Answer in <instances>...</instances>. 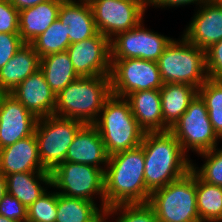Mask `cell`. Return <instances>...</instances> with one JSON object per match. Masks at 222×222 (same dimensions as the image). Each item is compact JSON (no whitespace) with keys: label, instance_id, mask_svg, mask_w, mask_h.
<instances>
[{"label":"cell","instance_id":"obj_21","mask_svg":"<svg viewBox=\"0 0 222 222\" xmlns=\"http://www.w3.org/2000/svg\"><path fill=\"white\" fill-rule=\"evenodd\" d=\"M39 69V55L31 44L25 43L0 69V93H11L22 81Z\"/></svg>","mask_w":222,"mask_h":222},{"label":"cell","instance_id":"obj_1","mask_svg":"<svg viewBox=\"0 0 222 222\" xmlns=\"http://www.w3.org/2000/svg\"><path fill=\"white\" fill-rule=\"evenodd\" d=\"M142 145L109 156L104 170V211L117 204L148 203Z\"/></svg>","mask_w":222,"mask_h":222},{"label":"cell","instance_id":"obj_13","mask_svg":"<svg viewBox=\"0 0 222 222\" xmlns=\"http://www.w3.org/2000/svg\"><path fill=\"white\" fill-rule=\"evenodd\" d=\"M66 51L80 77L110 76V39L101 33L70 44Z\"/></svg>","mask_w":222,"mask_h":222},{"label":"cell","instance_id":"obj_27","mask_svg":"<svg viewBox=\"0 0 222 222\" xmlns=\"http://www.w3.org/2000/svg\"><path fill=\"white\" fill-rule=\"evenodd\" d=\"M196 200L200 222H222V187L203 181L196 174Z\"/></svg>","mask_w":222,"mask_h":222},{"label":"cell","instance_id":"obj_41","mask_svg":"<svg viewBox=\"0 0 222 222\" xmlns=\"http://www.w3.org/2000/svg\"><path fill=\"white\" fill-rule=\"evenodd\" d=\"M0 222H16L0 214Z\"/></svg>","mask_w":222,"mask_h":222},{"label":"cell","instance_id":"obj_18","mask_svg":"<svg viewBox=\"0 0 222 222\" xmlns=\"http://www.w3.org/2000/svg\"><path fill=\"white\" fill-rule=\"evenodd\" d=\"M62 0L58 19L69 36L70 44L83 41L98 33L88 0Z\"/></svg>","mask_w":222,"mask_h":222},{"label":"cell","instance_id":"obj_6","mask_svg":"<svg viewBox=\"0 0 222 222\" xmlns=\"http://www.w3.org/2000/svg\"><path fill=\"white\" fill-rule=\"evenodd\" d=\"M148 204L159 222H200L196 200V173L186 175L151 192Z\"/></svg>","mask_w":222,"mask_h":222},{"label":"cell","instance_id":"obj_23","mask_svg":"<svg viewBox=\"0 0 222 222\" xmlns=\"http://www.w3.org/2000/svg\"><path fill=\"white\" fill-rule=\"evenodd\" d=\"M5 177L7 193L16 197L26 208L43 195L49 186L51 188V173L48 171L13 173ZM43 184L48 188H44Z\"/></svg>","mask_w":222,"mask_h":222},{"label":"cell","instance_id":"obj_19","mask_svg":"<svg viewBox=\"0 0 222 222\" xmlns=\"http://www.w3.org/2000/svg\"><path fill=\"white\" fill-rule=\"evenodd\" d=\"M0 171L5 176L29 171H46L41 164L35 134L0 149Z\"/></svg>","mask_w":222,"mask_h":222},{"label":"cell","instance_id":"obj_16","mask_svg":"<svg viewBox=\"0 0 222 222\" xmlns=\"http://www.w3.org/2000/svg\"><path fill=\"white\" fill-rule=\"evenodd\" d=\"M10 94L37 118L54 115L56 95L40 69L29 75Z\"/></svg>","mask_w":222,"mask_h":222},{"label":"cell","instance_id":"obj_29","mask_svg":"<svg viewBox=\"0 0 222 222\" xmlns=\"http://www.w3.org/2000/svg\"><path fill=\"white\" fill-rule=\"evenodd\" d=\"M40 58L66 51L70 45L69 36L59 19H56L41 35L30 43Z\"/></svg>","mask_w":222,"mask_h":222},{"label":"cell","instance_id":"obj_37","mask_svg":"<svg viewBox=\"0 0 222 222\" xmlns=\"http://www.w3.org/2000/svg\"><path fill=\"white\" fill-rule=\"evenodd\" d=\"M208 0H152L149 3L153 7H159V8H167V7H178V6H185L189 4H196V5H202L203 3L207 2Z\"/></svg>","mask_w":222,"mask_h":222},{"label":"cell","instance_id":"obj_17","mask_svg":"<svg viewBox=\"0 0 222 222\" xmlns=\"http://www.w3.org/2000/svg\"><path fill=\"white\" fill-rule=\"evenodd\" d=\"M108 158L109 155L106 152L98 129L93 124H85L77 132L72 144L69 146L65 162L91 165L104 171Z\"/></svg>","mask_w":222,"mask_h":222},{"label":"cell","instance_id":"obj_4","mask_svg":"<svg viewBox=\"0 0 222 222\" xmlns=\"http://www.w3.org/2000/svg\"><path fill=\"white\" fill-rule=\"evenodd\" d=\"M93 125L98 129L109 156L140 146L145 134L128 101L113 94L105 101Z\"/></svg>","mask_w":222,"mask_h":222},{"label":"cell","instance_id":"obj_10","mask_svg":"<svg viewBox=\"0 0 222 222\" xmlns=\"http://www.w3.org/2000/svg\"><path fill=\"white\" fill-rule=\"evenodd\" d=\"M99 33L112 39L138 26L149 3L146 0H88Z\"/></svg>","mask_w":222,"mask_h":222},{"label":"cell","instance_id":"obj_14","mask_svg":"<svg viewBox=\"0 0 222 222\" xmlns=\"http://www.w3.org/2000/svg\"><path fill=\"white\" fill-rule=\"evenodd\" d=\"M38 118L10 93H0V149L34 134Z\"/></svg>","mask_w":222,"mask_h":222},{"label":"cell","instance_id":"obj_39","mask_svg":"<svg viewBox=\"0 0 222 222\" xmlns=\"http://www.w3.org/2000/svg\"><path fill=\"white\" fill-rule=\"evenodd\" d=\"M7 193V186H6V177L5 175L0 171V201L4 197V195Z\"/></svg>","mask_w":222,"mask_h":222},{"label":"cell","instance_id":"obj_38","mask_svg":"<svg viewBox=\"0 0 222 222\" xmlns=\"http://www.w3.org/2000/svg\"><path fill=\"white\" fill-rule=\"evenodd\" d=\"M48 0H9V2L18 10H22L24 8L33 7L38 5L39 3L45 2Z\"/></svg>","mask_w":222,"mask_h":222},{"label":"cell","instance_id":"obj_20","mask_svg":"<svg viewBox=\"0 0 222 222\" xmlns=\"http://www.w3.org/2000/svg\"><path fill=\"white\" fill-rule=\"evenodd\" d=\"M132 114L145 132H166L163 127L160 90H140L128 94Z\"/></svg>","mask_w":222,"mask_h":222},{"label":"cell","instance_id":"obj_2","mask_svg":"<svg viewBox=\"0 0 222 222\" xmlns=\"http://www.w3.org/2000/svg\"><path fill=\"white\" fill-rule=\"evenodd\" d=\"M141 145L145 158V184L150 192L178 180L192 168L193 161L170 131L145 132Z\"/></svg>","mask_w":222,"mask_h":222},{"label":"cell","instance_id":"obj_15","mask_svg":"<svg viewBox=\"0 0 222 222\" xmlns=\"http://www.w3.org/2000/svg\"><path fill=\"white\" fill-rule=\"evenodd\" d=\"M182 35L204 51L221 41L222 5L216 0H208L200 5Z\"/></svg>","mask_w":222,"mask_h":222},{"label":"cell","instance_id":"obj_42","mask_svg":"<svg viewBox=\"0 0 222 222\" xmlns=\"http://www.w3.org/2000/svg\"><path fill=\"white\" fill-rule=\"evenodd\" d=\"M220 5H222V0H216Z\"/></svg>","mask_w":222,"mask_h":222},{"label":"cell","instance_id":"obj_5","mask_svg":"<svg viewBox=\"0 0 222 222\" xmlns=\"http://www.w3.org/2000/svg\"><path fill=\"white\" fill-rule=\"evenodd\" d=\"M163 84H188L200 88L209 78L206 51L191 44L183 35L173 39L157 60Z\"/></svg>","mask_w":222,"mask_h":222},{"label":"cell","instance_id":"obj_28","mask_svg":"<svg viewBox=\"0 0 222 222\" xmlns=\"http://www.w3.org/2000/svg\"><path fill=\"white\" fill-rule=\"evenodd\" d=\"M198 94L205 102L214 132L222 140V79L208 78Z\"/></svg>","mask_w":222,"mask_h":222},{"label":"cell","instance_id":"obj_7","mask_svg":"<svg viewBox=\"0 0 222 222\" xmlns=\"http://www.w3.org/2000/svg\"><path fill=\"white\" fill-rule=\"evenodd\" d=\"M82 122L55 115L38 118L34 134L38 142L41 164L48 172L65 162L69 146Z\"/></svg>","mask_w":222,"mask_h":222},{"label":"cell","instance_id":"obj_3","mask_svg":"<svg viewBox=\"0 0 222 222\" xmlns=\"http://www.w3.org/2000/svg\"><path fill=\"white\" fill-rule=\"evenodd\" d=\"M111 95L110 76L78 77L56 95L54 115L93 124Z\"/></svg>","mask_w":222,"mask_h":222},{"label":"cell","instance_id":"obj_35","mask_svg":"<svg viewBox=\"0 0 222 222\" xmlns=\"http://www.w3.org/2000/svg\"><path fill=\"white\" fill-rule=\"evenodd\" d=\"M24 44L19 34L0 33V69Z\"/></svg>","mask_w":222,"mask_h":222},{"label":"cell","instance_id":"obj_8","mask_svg":"<svg viewBox=\"0 0 222 222\" xmlns=\"http://www.w3.org/2000/svg\"><path fill=\"white\" fill-rule=\"evenodd\" d=\"M169 131L187 155L190 149L197 154L214 149L220 139L213 130L205 102L198 93Z\"/></svg>","mask_w":222,"mask_h":222},{"label":"cell","instance_id":"obj_31","mask_svg":"<svg viewBox=\"0 0 222 222\" xmlns=\"http://www.w3.org/2000/svg\"><path fill=\"white\" fill-rule=\"evenodd\" d=\"M205 159L202 167L192 163V170L205 182L222 187V149L216 147L199 153Z\"/></svg>","mask_w":222,"mask_h":222},{"label":"cell","instance_id":"obj_9","mask_svg":"<svg viewBox=\"0 0 222 222\" xmlns=\"http://www.w3.org/2000/svg\"><path fill=\"white\" fill-rule=\"evenodd\" d=\"M51 173V187L59 194L94 201L100 195L99 208L104 210V171L91 165L64 162Z\"/></svg>","mask_w":222,"mask_h":222},{"label":"cell","instance_id":"obj_24","mask_svg":"<svg viewBox=\"0 0 222 222\" xmlns=\"http://www.w3.org/2000/svg\"><path fill=\"white\" fill-rule=\"evenodd\" d=\"M198 89L188 84L166 83L160 89L163 127L169 131L187 110Z\"/></svg>","mask_w":222,"mask_h":222},{"label":"cell","instance_id":"obj_30","mask_svg":"<svg viewBox=\"0 0 222 222\" xmlns=\"http://www.w3.org/2000/svg\"><path fill=\"white\" fill-rule=\"evenodd\" d=\"M109 216H118L116 222H159L148 203L117 204L107 209Z\"/></svg>","mask_w":222,"mask_h":222},{"label":"cell","instance_id":"obj_12","mask_svg":"<svg viewBox=\"0 0 222 222\" xmlns=\"http://www.w3.org/2000/svg\"><path fill=\"white\" fill-rule=\"evenodd\" d=\"M143 23L110 39L111 59L139 58L157 62L173 38L148 30Z\"/></svg>","mask_w":222,"mask_h":222},{"label":"cell","instance_id":"obj_33","mask_svg":"<svg viewBox=\"0 0 222 222\" xmlns=\"http://www.w3.org/2000/svg\"><path fill=\"white\" fill-rule=\"evenodd\" d=\"M0 33L19 34V11L9 0H0Z\"/></svg>","mask_w":222,"mask_h":222},{"label":"cell","instance_id":"obj_40","mask_svg":"<svg viewBox=\"0 0 222 222\" xmlns=\"http://www.w3.org/2000/svg\"><path fill=\"white\" fill-rule=\"evenodd\" d=\"M108 217L110 219V216L107 212V210H105L94 222H108L106 220H108Z\"/></svg>","mask_w":222,"mask_h":222},{"label":"cell","instance_id":"obj_25","mask_svg":"<svg viewBox=\"0 0 222 222\" xmlns=\"http://www.w3.org/2000/svg\"><path fill=\"white\" fill-rule=\"evenodd\" d=\"M40 70L55 95L80 77L76 73L67 51L52 53L40 58Z\"/></svg>","mask_w":222,"mask_h":222},{"label":"cell","instance_id":"obj_22","mask_svg":"<svg viewBox=\"0 0 222 222\" xmlns=\"http://www.w3.org/2000/svg\"><path fill=\"white\" fill-rule=\"evenodd\" d=\"M62 0H48L19 11V35L24 43H31L58 19Z\"/></svg>","mask_w":222,"mask_h":222},{"label":"cell","instance_id":"obj_11","mask_svg":"<svg viewBox=\"0 0 222 222\" xmlns=\"http://www.w3.org/2000/svg\"><path fill=\"white\" fill-rule=\"evenodd\" d=\"M111 93L125 98L140 90H160L163 82L157 62L131 58L111 59Z\"/></svg>","mask_w":222,"mask_h":222},{"label":"cell","instance_id":"obj_36","mask_svg":"<svg viewBox=\"0 0 222 222\" xmlns=\"http://www.w3.org/2000/svg\"><path fill=\"white\" fill-rule=\"evenodd\" d=\"M206 70L209 78L222 79V40L206 50Z\"/></svg>","mask_w":222,"mask_h":222},{"label":"cell","instance_id":"obj_32","mask_svg":"<svg viewBox=\"0 0 222 222\" xmlns=\"http://www.w3.org/2000/svg\"><path fill=\"white\" fill-rule=\"evenodd\" d=\"M58 193L46 191L27 208V222H55Z\"/></svg>","mask_w":222,"mask_h":222},{"label":"cell","instance_id":"obj_34","mask_svg":"<svg viewBox=\"0 0 222 222\" xmlns=\"http://www.w3.org/2000/svg\"><path fill=\"white\" fill-rule=\"evenodd\" d=\"M0 214L16 222H27V208L9 193L0 201Z\"/></svg>","mask_w":222,"mask_h":222},{"label":"cell","instance_id":"obj_26","mask_svg":"<svg viewBox=\"0 0 222 222\" xmlns=\"http://www.w3.org/2000/svg\"><path fill=\"white\" fill-rule=\"evenodd\" d=\"M93 201L58 193L55 222H94L103 212Z\"/></svg>","mask_w":222,"mask_h":222}]
</instances>
